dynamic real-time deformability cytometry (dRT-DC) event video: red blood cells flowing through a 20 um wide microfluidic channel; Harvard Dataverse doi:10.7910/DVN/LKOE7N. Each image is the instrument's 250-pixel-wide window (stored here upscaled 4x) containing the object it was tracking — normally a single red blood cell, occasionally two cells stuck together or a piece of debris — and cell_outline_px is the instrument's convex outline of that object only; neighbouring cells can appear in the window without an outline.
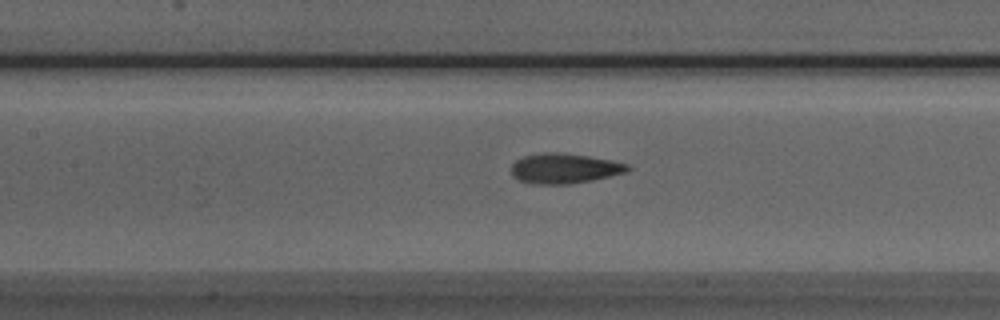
{"species": "Egyptian fruit bat (a non-hibernating species)", "species_latin": "Rousettus aegyptiacus", "temperature_condition": "room temperature", "stored_images_in_passage": 42, "camera_frame_rate_fps": 3000, "um_per_image_px": 0.085, "animal": {"sex": "male"}, "frame": {"image": 1, "passage_image": 23, "time_ms": 7.333, "image_size_px": [1000, 320], "cell_outline_px": [[632, 168], [628, 172], [592, 180], [568, 184], [532, 184], [520, 180], [512, 176], [512, 164], [516, 160], [524, 156], [544, 152], [560, 152], [588, 156], [612, 160], [632, 164]], "centroid_in_image_um": [48.02, 14.31], "position_along_channel_um": 159.4, "area_um2": 20.58}}
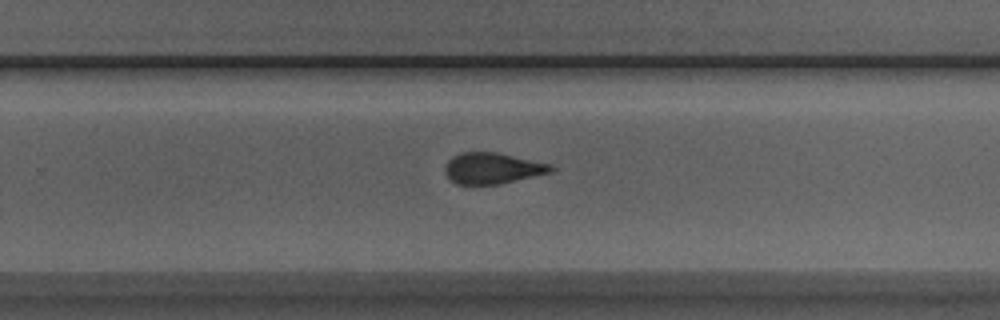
{"frame": {"image": 2, "passage_image": 33, "time_ms": 10.667, "image_size_px": [1000, 320], "cell_outline_px": [[556, 168], [552, 172], [500, 184], [456, 184], [444, 172], [444, 168], [448, 160], [452, 156], [460, 152], [496, 152], [552, 164]], "centroid_in_image_um": [41.87, 14.29], "position_along_channel_um": 287.9, "area_um2": 19.25}}
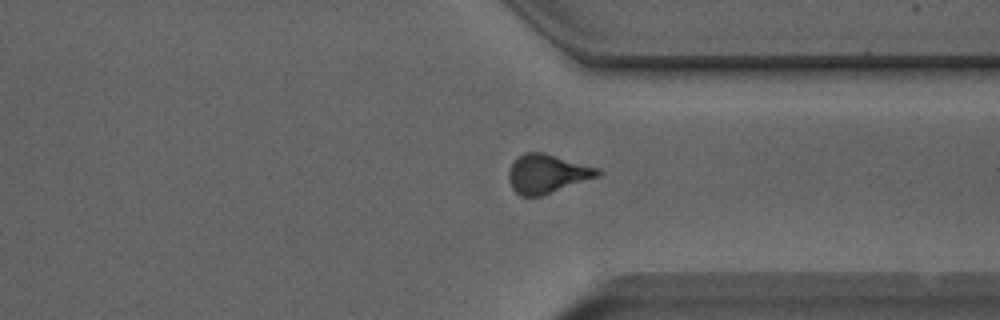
{"frame": {"image": 3, "passage_image": 39, "time_ms": 12.667, "image_size_px": [1000, 320], "cell_outline_px": [[604, 172], [600, 176], [540, 196], [520, 196], [512, 188], [508, 180], [508, 172], [512, 164], [524, 152], [544, 152], [600, 168]], "centroid_in_image_um": [46.54, 14.76], "position_along_channel_um": 364.9, "area_um2": 20.23}}